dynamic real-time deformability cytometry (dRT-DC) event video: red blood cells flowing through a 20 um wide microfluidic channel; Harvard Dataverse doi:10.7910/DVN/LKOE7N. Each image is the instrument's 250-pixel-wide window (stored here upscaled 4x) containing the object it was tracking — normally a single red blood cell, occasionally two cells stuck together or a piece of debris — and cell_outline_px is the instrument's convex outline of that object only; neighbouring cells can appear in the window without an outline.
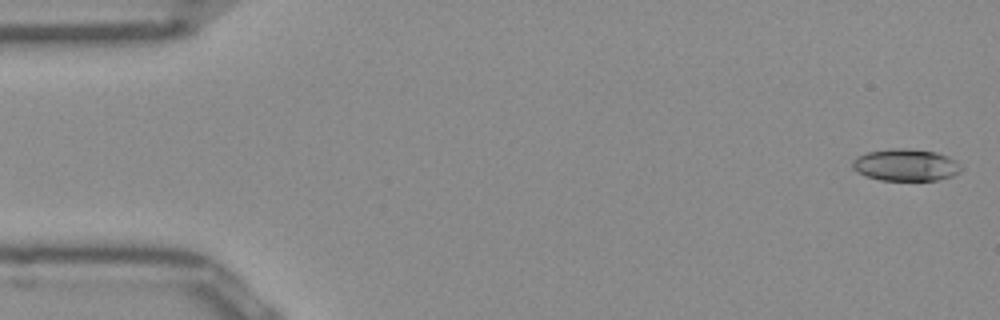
{"species": "Egyptian fruit bat (a non-hibernating species)", "species_latin": "Rousettus aegyptiacus", "temperature_condition": "room temperature", "stored_images_in_passage": 50, "camera_frame_rate_fps": 3000, "um_per_image_px": 0.085, "frame": {"image": 1, "passage_image": 1, "time_ms": 0.0, "image_size_px": [1000, 320], "cell_outline_px": [[964, 168], [960, 172], [952, 176], [936, 180], [880, 180], [864, 176], [856, 172], [852, 168], [852, 160], [856, 156], [868, 152], [896, 148], [900, 148], [936, 152], [948, 156], [956, 160]], "centroid_in_image_um": [76.98, 14.03], "position_along_channel_um": 8.0, "area_um2": 20.4}}
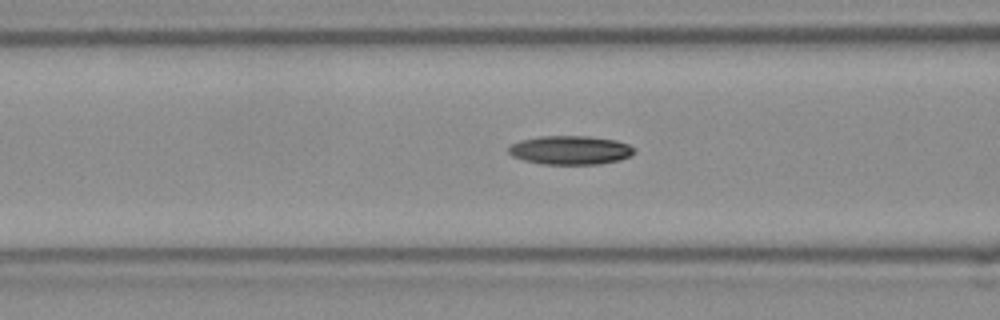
{"frame": {"image": 2, "passage_image": 19, "time_ms": 6.0, "image_size_px": [1000, 320], "cell_outline_px": [[636, 152], [632, 156], [620, 160], [600, 164], [540, 164], [524, 160], [512, 156], [508, 152], [508, 148], [512, 144], [520, 140], [540, 136], [588, 136], [616, 140], [628, 144]], "centroid_in_image_um": [48.48, 12.76], "position_along_channel_um": 118.1, "area_um2": 21.21}}
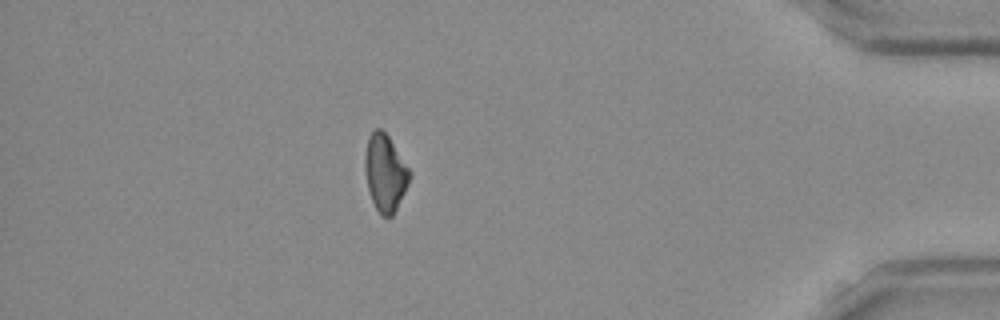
{"frame": {"image": 3, "passage_image": 44, "time_ms": 14.333, "image_size_px": [1000, 320], "cell_outline_px": [[412, 176], [392, 216], [388, 220], [380, 216], [372, 200], [368, 188], [364, 172], [364, 156], [368, 136], [376, 128], [380, 128], [388, 136], [412, 172]], "centroid_in_image_um": [32.73, 14.71], "position_along_channel_um": 402.5, "area_um2": 20.17}}